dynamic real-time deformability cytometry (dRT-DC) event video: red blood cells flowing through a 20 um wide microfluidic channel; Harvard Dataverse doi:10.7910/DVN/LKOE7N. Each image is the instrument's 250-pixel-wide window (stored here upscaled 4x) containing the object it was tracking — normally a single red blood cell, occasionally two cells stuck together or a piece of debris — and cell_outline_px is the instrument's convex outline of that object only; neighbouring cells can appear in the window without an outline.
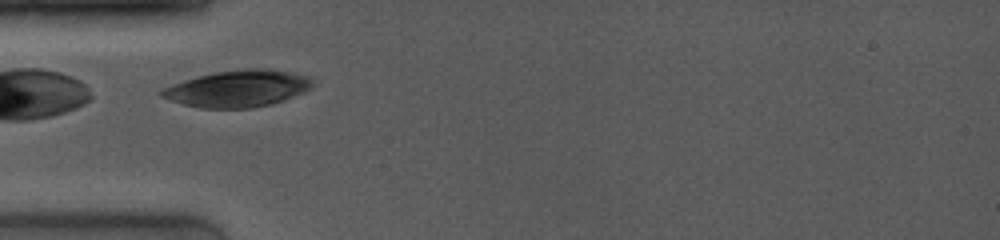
{"species": "common noctule bat (a hibernating species)", "species_latin": "Nyctalus noctula", "temperature_condition": "room temperature", "stored_images_in_passage": 10, "camera_frame_rate_fps": 4000, "um_per_image_px": 0.085, "animal": {"sex": "female", "body_mass_g": 19.0, "forearm_length_mm": 53.3}, "frame": {"image": 1, "passage_image": 1, "time_ms": 0.0, "image_size_px": [1000, 240], "cell_outline_px": [[312, 88], [304, 92], [284, 100], [272, 104], [252, 108], [200, 108], [184, 104], [160, 96], [160, 92], [164, 88], [184, 80], [216, 72], [252, 68], [264, 68], [288, 72], [308, 76], [312, 80]], "centroid_in_image_um": [20.25, 7.54], "position_along_channel_um": 64.8, "area_um2": 31.91}}
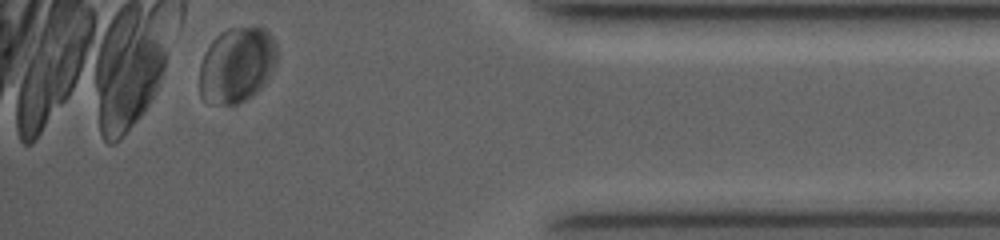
{"frame": {"image": 2, "passage_image": 10, "time_ms": 9.75, "image_size_px": [1000, 240], "cell_outline_px": [[276, 60], [272, 72], [252, 96], [236, 104], [220, 104], [204, 100], [200, 96], [200, 64], [204, 52], [212, 40], [220, 32], [228, 28], [268, 28], [276, 44]], "centroid_in_image_um": [20.11, 5.5], "position_along_channel_um": 415.1, "area_um2": 33.93}}